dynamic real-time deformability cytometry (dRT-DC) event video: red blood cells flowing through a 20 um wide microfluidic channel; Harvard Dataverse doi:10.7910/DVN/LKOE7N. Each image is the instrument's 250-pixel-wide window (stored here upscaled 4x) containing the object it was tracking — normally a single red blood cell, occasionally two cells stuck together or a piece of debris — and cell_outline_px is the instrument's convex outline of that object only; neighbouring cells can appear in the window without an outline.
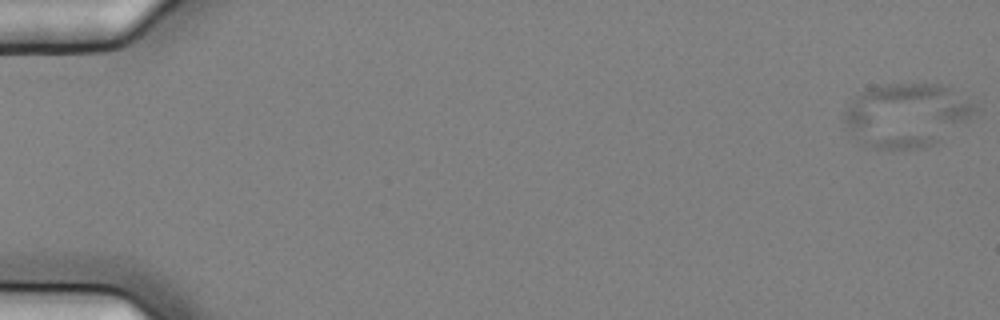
{"species": "common noctule bat (a hibernating species)", "species_latin": "Nyctalus noctula", "temperature_condition": "cold", "stored_images_in_passage": 57, "camera_frame_rate_fps": 3000, "um_per_image_px": 0.085, "animal": {"sex": "female", "body_mass_g": 25.1}, "frame": {"image": 1, "passage_image": 1, "time_ms": 0.0, "image_size_px": [1000, 320], "cell_outline_px": [[980, 108], [968, 120], [940, 140], [932, 144], [920, 148], [872, 148], [860, 144], [856, 140], [844, 120], [844, 112], [852, 100], [856, 96], [868, 88], [884, 84], [924, 80], [948, 84]], "centroid_in_image_um": [77.1, 9.71], "position_along_channel_um": 7.9, "area_um2": 49.42}}
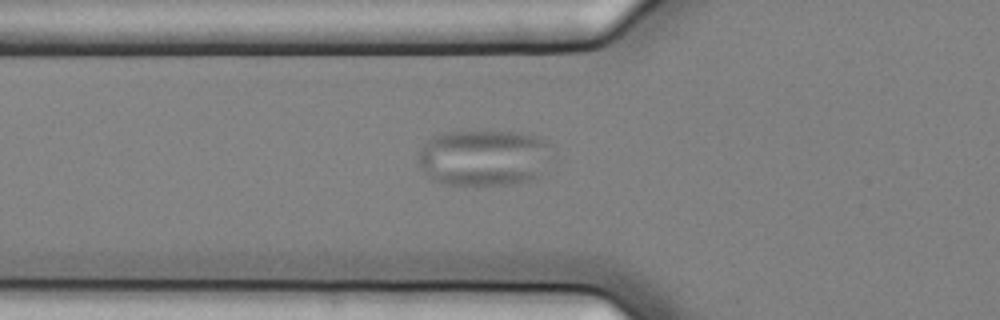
{"frame": {"image": 2, "passage_image": 21, "time_ms": 6.667, "image_size_px": [1000, 320], "cell_outline_px": [[548, 144], [536, 180], [512, 184], [448, 184], [432, 180], [420, 168], [420, 152], [424, 144], [428, 140], [444, 132], [516, 132], [540, 136]], "centroid_in_image_um": [41.06, 13.41], "position_along_channel_um": 84.7, "area_um2": 42.71}}
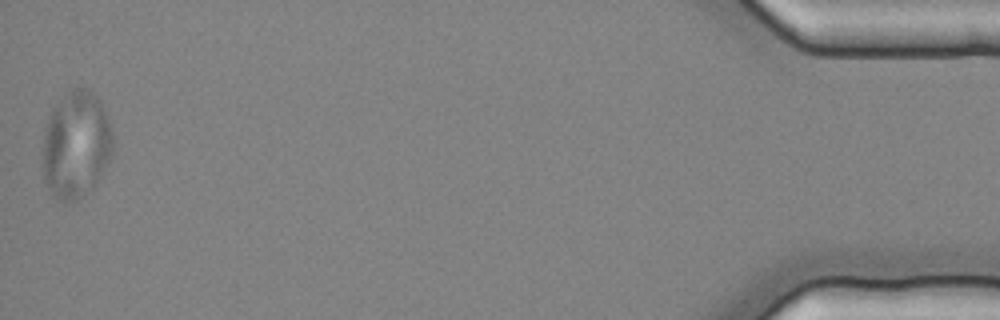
{"frame": {"image": 3, "passage_image": 57, "time_ms": 18.667, "image_size_px": [1000, 320], "cell_outline_px": [[112, 156], [100, 176], [92, 188], [72, 200], [60, 200], [52, 196], [44, 180], [44, 128], [48, 116], [52, 108], [72, 88], [84, 88], [92, 92], [100, 100], [108, 116], [112, 132]], "centroid_in_image_um": [6.47, 12.27], "position_along_channel_um": 428.7, "area_um2": 43.47}}